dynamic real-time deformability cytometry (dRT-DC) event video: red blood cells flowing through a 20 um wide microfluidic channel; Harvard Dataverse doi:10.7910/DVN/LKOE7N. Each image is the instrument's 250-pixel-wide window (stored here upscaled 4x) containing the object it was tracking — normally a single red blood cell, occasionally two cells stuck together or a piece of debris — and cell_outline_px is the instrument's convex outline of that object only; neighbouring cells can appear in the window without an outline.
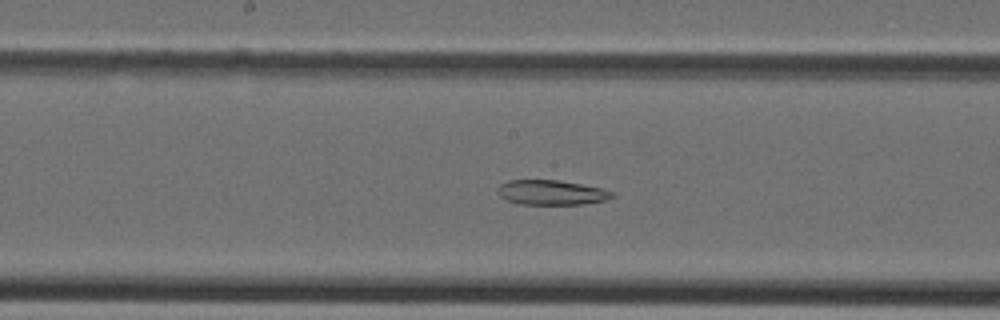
{"species": "Egyptian fruit bat (a non-hibernating species)", "species_latin": "Rousettus aegyptiacus", "temperature_condition": "cold", "stored_images_in_passage": 34, "camera_frame_rate_fps": 3000, "um_per_image_px": 0.085, "animal": {"sex": "female"}, "frame": {"image": 1, "passage_image": 21, "time_ms": 6.667, "image_size_px": [1000, 320], "cell_outline_px": [[616, 196], [604, 200], [580, 204], [520, 204], [508, 200], [500, 196], [496, 192], [496, 188], [500, 184], [508, 180], [556, 180], [580, 184], [600, 188], [616, 192]], "centroid_in_image_um": [46.85, 16.36], "position_along_channel_um": 201.4, "area_um2": 16.47}}
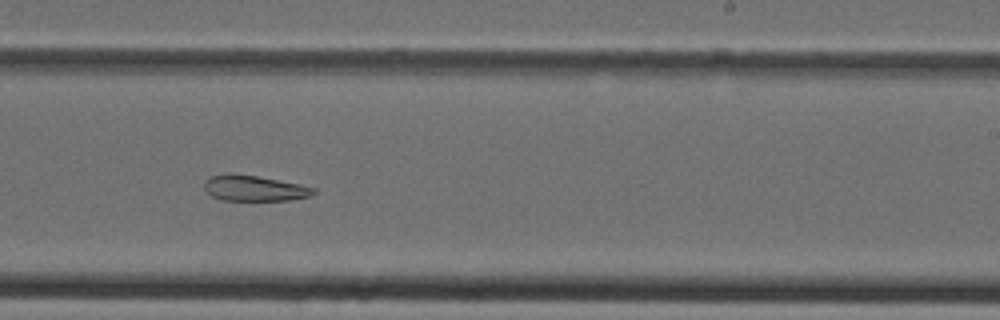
{"frame": {"image": 2, "passage_image": 25, "time_ms": 8.0, "image_size_px": [1000, 320], "cell_outline_px": [[316, 192], [312, 196], [288, 200], [220, 200], [212, 196], [204, 188], [204, 180], [212, 176], [256, 176], [300, 184], [316, 188]], "centroid_in_image_um": [21.68, 16.04], "position_along_channel_um": 267.3, "area_um2": 15.78}}
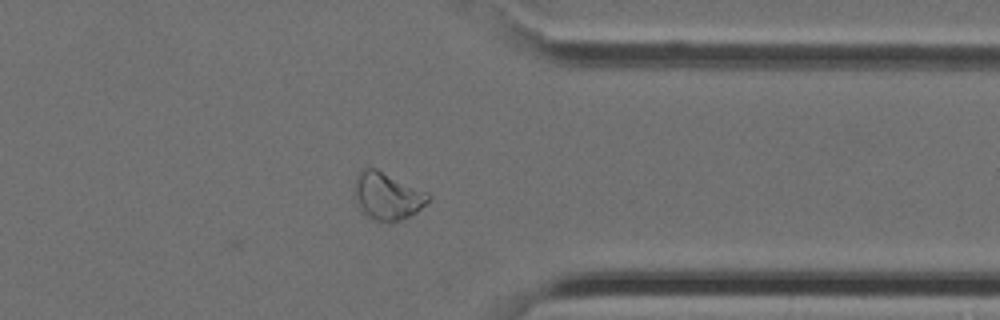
{"frame": {"image": 3, "passage_image": 32, "time_ms": 10.333, "image_size_px": [1000, 320], "cell_outline_px": [[432, 196], [416, 212], [400, 220], [388, 224], [376, 220], [360, 212], [356, 204], [356, 176], [364, 168], [376, 168], [428, 192]], "centroid_in_image_um": [32.92, 16.68], "position_along_channel_um": 378.5, "area_um2": 20.29}}